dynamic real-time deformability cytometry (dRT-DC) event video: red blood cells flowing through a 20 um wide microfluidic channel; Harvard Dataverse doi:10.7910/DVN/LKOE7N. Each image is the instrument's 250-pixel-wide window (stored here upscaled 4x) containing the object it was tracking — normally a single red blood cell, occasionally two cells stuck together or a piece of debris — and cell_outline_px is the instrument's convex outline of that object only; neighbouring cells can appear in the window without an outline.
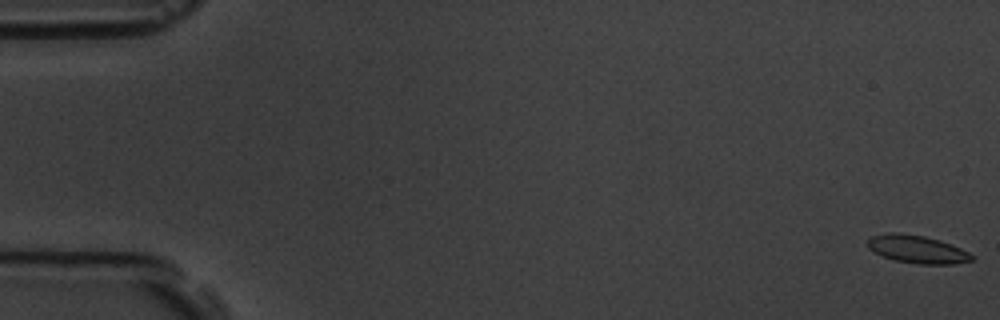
{"species": "common noctule bat (a hibernating species)", "species_latin": "Nyctalus noctula", "temperature_condition": "room temperature", "stored_images_in_passage": 59, "camera_frame_rate_fps": 3000, "um_per_image_px": 0.085, "animal": {"sex": "male", "body_mass_g": 19.5, "forearm_length_mm": 54.6}, "frame": {"image": 1, "passage_image": 1, "time_ms": 0.0, "image_size_px": [1000, 320], "cell_outline_px": [[972, 260], [952, 264], [920, 264], [896, 260], [884, 256], [868, 248], [868, 240], [872, 236], [888, 232], [900, 232], [924, 236], [940, 240], [952, 244], [968, 252], [972, 256]], "centroid_in_image_um": [77.95, 21.17], "position_along_channel_um": 7.0, "area_um2": 16.7}}
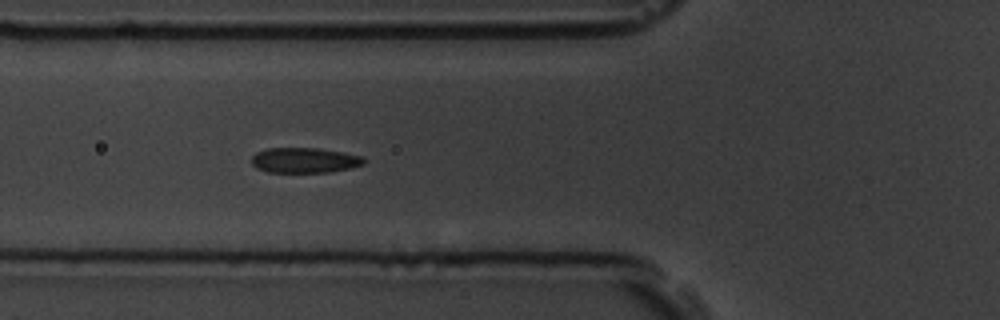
{"frame": {"image": 2, "passage_image": 22, "time_ms": 7.0, "image_size_px": [1000, 320], "cell_outline_px": [[364, 164], [348, 168], [328, 172], [268, 172], [256, 168], [252, 164], [252, 156], [256, 152], [268, 148], [320, 148], [344, 152], [364, 156]], "centroid_in_image_um": [25.88, 13.61], "position_along_channel_um": 99.9, "area_um2": 16.53}}
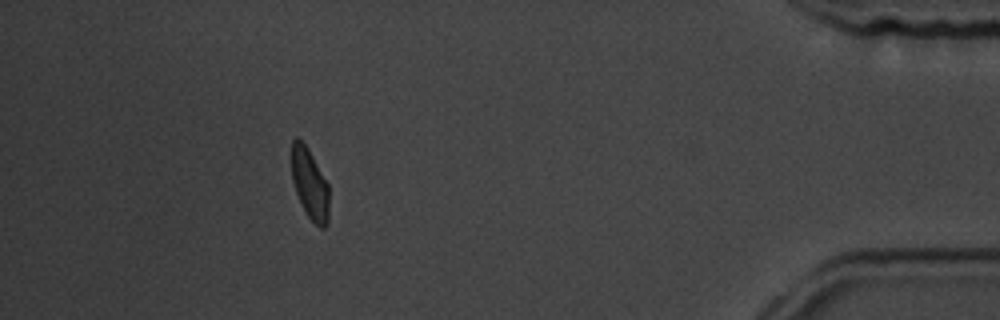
{"frame": {"image": 3, "passage_image": 53, "time_ms": 17.333, "image_size_px": [1000, 320], "cell_outline_px": [[328, 224], [324, 228], [320, 228], [304, 212], [296, 192], [292, 180], [288, 156], [292, 140], [296, 136], [308, 148], [328, 184]], "centroid_in_image_um": [26.27, 15.57], "position_along_channel_um": 408.9, "area_um2": 15.9}, "authors_computed_cell_mechanics": {"area_um2": 16.7042, "velocity_mm_per_s": 3.5292, "shape_relaxation_time_tau1_ms": 3.8668, "shape_relaxation_time_tau2_ms": 2.2387, "deformation_change_tau1": 0.1152, "deformation_change_tau2": 0.0643}}